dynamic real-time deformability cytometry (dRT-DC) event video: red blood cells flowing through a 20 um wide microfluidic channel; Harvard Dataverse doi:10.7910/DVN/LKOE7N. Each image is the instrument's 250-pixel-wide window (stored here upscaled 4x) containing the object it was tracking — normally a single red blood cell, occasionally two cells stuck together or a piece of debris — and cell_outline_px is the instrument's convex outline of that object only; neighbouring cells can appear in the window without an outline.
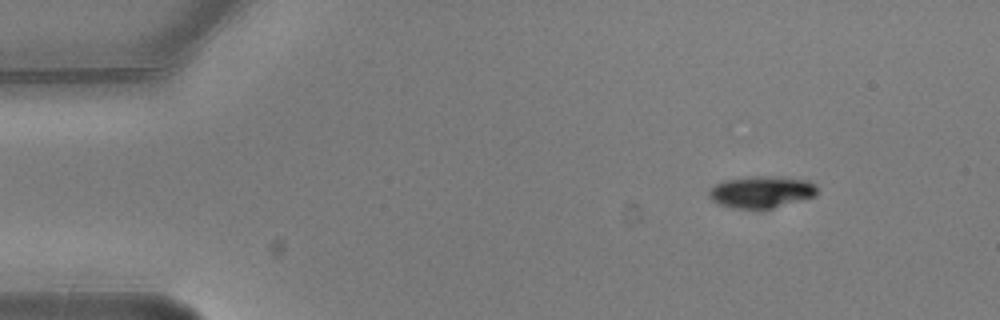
{"species": "common noctule bat (a hibernating species)", "species_latin": "Nyctalus noctula", "temperature_condition": "warm", "stored_images_in_passage": 5, "camera_frame_rate_fps": 3000, "um_per_image_px": 0.085, "animal": {"sex": "male", "body_mass_g": 20.5, "forearm_length_mm": 52.5}, "frame": {"image": 1, "passage_image": 1, "time_ms": 0.0, "image_size_px": [1000, 320], "cell_outline_px": [[816, 196], [760, 212], [732, 208], [716, 204], [708, 196], [708, 188], [716, 184], [728, 180], [756, 176], [768, 176], [808, 180], [816, 184]], "centroid_in_image_um": [64.69, 16.37], "position_along_channel_um": 20.3, "area_um2": 20.63}}